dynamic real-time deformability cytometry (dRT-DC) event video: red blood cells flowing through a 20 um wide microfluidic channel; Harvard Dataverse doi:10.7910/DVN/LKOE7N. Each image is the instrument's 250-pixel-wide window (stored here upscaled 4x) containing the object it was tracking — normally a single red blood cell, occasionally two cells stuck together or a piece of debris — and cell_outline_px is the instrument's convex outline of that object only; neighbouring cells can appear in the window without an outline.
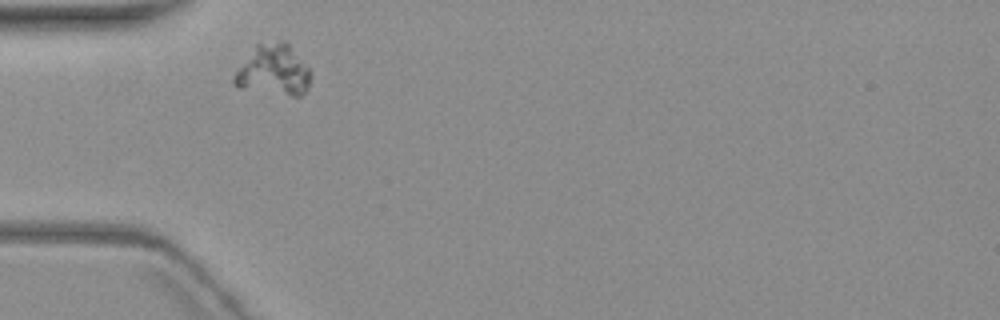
{"species": "common noctule bat (a hibernating species)", "species_latin": "Nyctalus noctula", "temperature_condition": "warm", "stored_images_in_passage": 2, "camera_frame_rate_fps": 3000, "um_per_image_px": 0.085, "animal": {"sex": "female", "body_mass_g": 19.3, "forearm_length_mm": 54.1}, "frame": {"image": 1, "passage_image": 1, "time_ms": 0.0, "image_size_px": [1000, 320], "cell_outline_px": [[308, 88], [300, 96], [292, 96], [240, 88], [232, 84], [232, 76], [256, 44], [280, 40], [284, 40], [288, 44], [308, 68]], "centroid_in_image_um": [23.19, 5.98], "position_along_channel_um": 61.8, "area_um2": 22.25}}